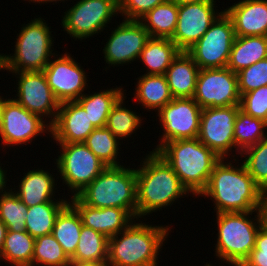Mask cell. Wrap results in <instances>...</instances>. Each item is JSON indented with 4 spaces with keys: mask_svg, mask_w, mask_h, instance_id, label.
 Here are the masks:
<instances>
[{
    "mask_svg": "<svg viewBox=\"0 0 267 266\" xmlns=\"http://www.w3.org/2000/svg\"><path fill=\"white\" fill-rule=\"evenodd\" d=\"M76 197L95 208L125 209L137 219L136 168L126 164L107 166Z\"/></svg>",
    "mask_w": 267,
    "mask_h": 266,
    "instance_id": "cell-5",
    "label": "cell"
},
{
    "mask_svg": "<svg viewBox=\"0 0 267 266\" xmlns=\"http://www.w3.org/2000/svg\"><path fill=\"white\" fill-rule=\"evenodd\" d=\"M218 2H202L178 5V19L171 40L181 51H187L210 28L224 11L217 9Z\"/></svg>",
    "mask_w": 267,
    "mask_h": 266,
    "instance_id": "cell-18",
    "label": "cell"
},
{
    "mask_svg": "<svg viewBox=\"0 0 267 266\" xmlns=\"http://www.w3.org/2000/svg\"><path fill=\"white\" fill-rule=\"evenodd\" d=\"M74 58L66 51L64 54L56 53L43 70L50 89L60 103L75 101L89 89V75L82 63Z\"/></svg>",
    "mask_w": 267,
    "mask_h": 266,
    "instance_id": "cell-16",
    "label": "cell"
},
{
    "mask_svg": "<svg viewBox=\"0 0 267 266\" xmlns=\"http://www.w3.org/2000/svg\"><path fill=\"white\" fill-rule=\"evenodd\" d=\"M0 71H4L3 70V53H0Z\"/></svg>",
    "mask_w": 267,
    "mask_h": 266,
    "instance_id": "cell-49",
    "label": "cell"
},
{
    "mask_svg": "<svg viewBox=\"0 0 267 266\" xmlns=\"http://www.w3.org/2000/svg\"><path fill=\"white\" fill-rule=\"evenodd\" d=\"M28 207L19 199L12 189L0 194V220L8 231H26V213Z\"/></svg>",
    "mask_w": 267,
    "mask_h": 266,
    "instance_id": "cell-37",
    "label": "cell"
},
{
    "mask_svg": "<svg viewBox=\"0 0 267 266\" xmlns=\"http://www.w3.org/2000/svg\"><path fill=\"white\" fill-rule=\"evenodd\" d=\"M199 71L193 58L181 51L165 73L172 97L193 98Z\"/></svg>",
    "mask_w": 267,
    "mask_h": 266,
    "instance_id": "cell-24",
    "label": "cell"
},
{
    "mask_svg": "<svg viewBox=\"0 0 267 266\" xmlns=\"http://www.w3.org/2000/svg\"><path fill=\"white\" fill-rule=\"evenodd\" d=\"M240 109L254 118L267 122V86L242 94Z\"/></svg>",
    "mask_w": 267,
    "mask_h": 266,
    "instance_id": "cell-40",
    "label": "cell"
},
{
    "mask_svg": "<svg viewBox=\"0 0 267 266\" xmlns=\"http://www.w3.org/2000/svg\"><path fill=\"white\" fill-rule=\"evenodd\" d=\"M24 1H27V3L29 2V4L35 3V4H38L41 6L44 3L45 4H49V3L51 4L54 2L52 5H55L56 3H58V5H60L61 2H63L65 4L66 1H70V2L72 1L73 2L74 0H24Z\"/></svg>",
    "mask_w": 267,
    "mask_h": 266,
    "instance_id": "cell-46",
    "label": "cell"
},
{
    "mask_svg": "<svg viewBox=\"0 0 267 266\" xmlns=\"http://www.w3.org/2000/svg\"><path fill=\"white\" fill-rule=\"evenodd\" d=\"M258 212L260 215L261 226L267 229V189L262 190Z\"/></svg>",
    "mask_w": 267,
    "mask_h": 266,
    "instance_id": "cell-43",
    "label": "cell"
},
{
    "mask_svg": "<svg viewBox=\"0 0 267 266\" xmlns=\"http://www.w3.org/2000/svg\"><path fill=\"white\" fill-rule=\"evenodd\" d=\"M239 158L254 182L262 190L267 189V138L245 149Z\"/></svg>",
    "mask_w": 267,
    "mask_h": 266,
    "instance_id": "cell-38",
    "label": "cell"
},
{
    "mask_svg": "<svg viewBox=\"0 0 267 266\" xmlns=\"http://www.w3.org/2000/svg\"><path fill=\"white\" fill-rule=\"evenodd\" d=\"M7 230L8 229H7L6 225L0 220V252H1V249L4 245V240L6 237Z\"/></svg>",
    "mask_w": 267,
    "mask_h": 266,
    "instance_id": "cell-47",
    "label": "cell"
},
{
    "mask_svg": "<svg viewBox=\"0 0 267 266\" xmlns=\"http://www.w3.org/2000/svg\"><path fill=\"white\" fill-rule=\"evenodd\" d=\"M69 203L80 215L82 225L104 234L107 238L125 230L135 219L122 208H95L83 204L76 196Z\"/></svg>",
    "mask_w": 267,
    "mask_h": 266,
    "instance_id": "cell-21",
    "label": "cell"
},
{
    "mask_svg": "<svg viewBox=\"0 0 267 266\" xmlns=\"http://www.w3.org/2000/svg\"><path fill=\"white\" fill-rule=\"evenodd\" d=\"M267 138V122L238 110L234 122L235 158L247 148ZM237 152V153H236Z\"/></svg>",
    "mask_w": 267,
    "mask_h": 266,
    "instance_id": "cell-32",
    "label": "cell"
},
{
    "mask_svg": "<svg viewBox=\"0 0 267 266\" xmlns=\"http://www.w3.org/2000/svg\"><path fill=\"white\" fill-rule=\"evenodd\" d=\"M180 52L181 50L171 39L150 37L137 61L144 65L140 72L143 70L144 74L165 75L168 67Z\"/></svg>",
    "mask_w": 267,
    "mask_h": 266,
    "instance_id": "cell-25",
    "label": "cell"
},
{
    "mask_svg": "<svg viewBox=\"0 0 267 266\" xmlns=\"http://www.w3.org/2000/svg\"><path fill=\"white\" fill-rule=\"evenodd\" d=\"M215 216L214 225L217 224L218 232L213 256L221 263L240 266L255 247V238L261 227L259 212H225Z\"/></svg>",
    "mask_w": 267,
    "mask_h": 266,
    "instance_id": "cell-7",
    "label": "cell"
},
{
    "mask_svg": "<svg viewBox=\"0 0 267 266\" xmlns=\"http://www.w3.org/2000/svg\"><path fill=\"white\" fill-rule=\"evenodd\" d=\"M202 108L193 98H173L155 116L159 119L160 137L154 145L153 151H157L164 143L197 138L200 129Z\"/></svg>",
    "mask_w": 267,
    "mask_h": 266,
    "instance_id": "cell-12",
    "label": "cell"
},
{
    "mask_svg": "<svg viewBox=\"0 0 267 266\" xmlns=\"http://www.w3.org/2000/svg\"><path fill=\"white\" fill-rule=\"evenodd\" d=\"M236 74L240 96L262 86H267V58Z\"/></svg>",
    "mask_w": 267,
    "mask_h": 266,
    "instance_id": "cell-39",
    "label": "cell"
},
{
    "mask_svg": "<svg viewBox=\"0 0 267 266\" xmlns=\"http://www.w3.org/2000/svg\"><path fill=\"white\" fill-rule=\"evenodd\" d=\"M203 266H214V264L212 263V264H210V262L209 263H207L206 262V264L205 265H203ZM219 266H226V265H219Z\"/></svg>",
    "mask_w": 267,
    "mask_h": 266,
    "instance_id": "cell-50",
    "label": "cell"
},
{
    "mask_svg": "<svg viewBox=\"0 0 267 266\" xmlns=\"http://www.w3.org/2000/svg\"><path fill=\"white\" fill-rule=\"evenodd\" d=\"M56 145L58 156L52 159L53 167L55 166L52 170L59 172L58 185L60 186V182H62L61 187L65 184L64 191L65 187H68L66 196L69 198L76 196L107 167L84 143Z\"/></svg>",
    "mask_w": 267,
    "mask_h": 266,
    "instance_id": "cell-8",
    "label": "cell"
},
{
    "mask_svg": "<svg viewBox=\"0 0 267 266\" xmlns=\"http://www.w3.org/2000/svg\"><path fill=\"white\" fill-rule=\"evenodd\" d=\"M267 58V36H235L227 66L234 73Z\"/></svg>",
    "mask_w": 267,
    "mask_h": 266,
    "instance_id": "cell-27",
    "label": "cell"
},
{
    "mask_svg": "<svg viewBox=\"0 0 267 266\" xmlns=\"http://www.w3.org/2000/svg\"><path fill=\"white\" fill-rule=\"evenodd\" d=\"M146 221L147 218L144 222L136 219L125 230L108 238L109 266H159V255L173 226Z\"/></svg>",
    "mask_w": 267,
    "mask_h": 266,
    "instance_id": "cell-3",
    "label": "cell"
},
{
    "mask_svg": "<svg viewBox=\"0 0 267 266\" xmlns=\"http://www.w3.org/2000/svg\"><path fill=\"white\" fill-rule=\"evenodd\" d=\"M69 201H50L28 207L26 232L32 237L52 234L56 218Z\"/></svg>",
    "mask_w": 267,
    "mask_h": 266,
    "instance_id": "cell-33",
    "label": "cell"
},
{
    "mask_svg": "<svg viewBox=\"0 0 267 266\" xmlns=\"http://www.w3.org/2000/svg\"><path fill=\"white\" fill-rule=\"evenodd\" d=\"M84 93L76 101L84 108L90 121L96 128L106 127L108 116L111 109L117 103V101L126 94L124 87L117 85L113 87H107L104 90H98V92ZM125 92V93H124Z\"/></svg>",
    "mask_w": 267,
    "mask_h": 266,
    "instance_id": "cell-26",
    "label": "cell"
},
{
    "mask_svg": "<svg viewBox=\"0 0 267 266\" xmlns=\"http://www.w3.org/2000/svg\"><path fill=\"white\" fill-rule=\"evenodd\" d=\"M193 99L202 109L240 105L237 74L228 67L200 69Z\"/></svg>",
    "mask_w": 267,
    "mask_h": 266,
    "instance_id": "cell-17",
    "label": "cell"
},
{
    "mask_svg": "<svg viewBox=\"0 0 267 266\" xmlns=\"http://www.w3.org/2000/svg\"><path fill=\"white\" fill-rule=\"evenodd\" d=\"M167 0H118L119 16L125 20H140L150 10Z\"/></svg>",
    "mask_w": 267,
    "mask_h": 266,
    "instance_id": "cell-41",
    "label": "cell"
},
{
    "mask_svg": "<svg viewBox=\"0 0 267 266\" xmlns=\"http://www.w3.org/2000/svg\"><path fill=\"white\" fill-rule=\"evenodd\" d=\"M36 15L33 19L20 26L10 54L3 53L4 72L43 71L52 57L58 52L54 50L55 35L51 26ZM14 51V52H13Z\"/></svg>",
    "mask_w": 267,
    "mask_h": 266,
    "instance_id": "cell-6",
    "label": "cell"
},
{
    "mask_svg": "<svg viewBox=\"0 0 267 266\" xmlns=\"http://www.w3.org/2000/svg\"><path fill=\"white\" fill-rule=\"evenodd\" d=\"M82 226L79 213L70 203L60 211L56 218L52 235L69 258L76 252Z\"/></svg>",
    "mask_w": 267,
    "mask_h": 266,
    "instance_id": "cell-29",
    "label": "cell"
},
{
    "mask_svg": "<svg viewBox=\"0 0 267 266\" xmlns=\"http://www.w3.org/2000/svg\"><path fill=\"white\" fill-rule=\"evenodd\" d=\"M174 2H176L178 5L181 4H190V3H202V2H219V0H172Z\"/></svg>",
    "mask_w": 267,
    "mask_h": 266,
    "instance_id": "cell-48",
    "label": "cell"
},
{
    "mask_svg": "<svg viewBox=\"0 0 267 266\" xmlns=\"http://www.w3.org/2000/svg\"><path fill=\"white\" fill-rule=\"evenodd\" d=\"M233 160L221 158L215 164L206 188L198 197L211 199L215 213L258 211L262 189L241 159Z\"/></svg>",
    "mask_w": 267,
    "mask_h": 266,
    "instance_id": "cell-1",
    "label": "cell"
},
{
    "mask_svg": "<svg viewBox=\"0 0 267 266\" xmlns=\"http://www.w3.org/2000/svg\"><path fill=\"white\" fill-rule=\"evenodd\" d=\"M234 39L232 20L223 11L205 34L186 52L200 69L225 68Z\"/></svg>",
    "mask_w": 267,
    "mask_h": 266,
    "instance_id": "cell-11",
    "label": "cell"
},
{
    "mask_svg": "<svg viewBox=\"0 0 267 266\" xmlns=\"http://www.w3.org/2000/svg\"><path fill=\"white\" fill-rule=\"evenodd\" d=\"M239 109L240 105H233L201 111L197 138L221 158H235L234 122Z\"/></svg>",
    "mask_w": 267,
    "mask_h": 266,
    "instance_id": "cell-15",
    "label": "cell"
},
{
    "mask_svg": "<svg viewBox=\"0 0 267 266\" xmlns=\"http://www.w3.org/2000/svg\"><path fill=\"white\" fill-rule=\"evenodd\" d=\"M35 238L26 231H8L0 252V262L8 266H32ZM7 262V263H6Z\"/></svg>",
    "mask_w": 267,
    "mask_h": 266,
    "instance_id": "cell-31",
    "label": "cell"
},
{
    "mask_svg": "<svg viewBox=\"0 0 267 266\" xmlns=\"http://www.w3.org/2000/svg\"><path fill=\"white\" fill-rule=\"evenodd\" d=\"M136 167L137 219L171 208L180 199L194 197L171 166L156 151H148ZM156 212V213H155Z\"/></svg>",
    "mask_w": 267,
    "mask_h": 266,
    "instance_id": "cell-2",
    "label": "cell"
},
{
    "mask_svg": "<svg viewBox=\"0 0 267 266\" xmlns=\"http://www.w3.org/2000/svg\"><path fill=\"white\" fill-rule=\"evenodd\" d=\"M84 144L106 166L124 165V160L120 159L122 156V152H120L122 148L121 146L124 143L120 142L107 127L95 128L93 132L86 138Z\"/></svg>",
    "mask_w": 267,
    "mask_h": 266,
    "instance_id": "cell-34",
    "label": "cell"
},
{
    "mask_svg": "<svg viewBox=\"0 0 267 266\" xmlns=\"http://www.w3.org/2000/svg\"><path fill=\"white\" fill-rule=\"evenodd\" d=\"M156 152L195 198L206 188L215 164L221 159L198 138L166 142Z\"/></svg>",
    "mask_w": 267,
    "mask_h": 266,
    "instance_id": "cell-4",
    "label": "cell"
},
{
    "mask_svg": "<svg viewBox=\"0 0 267 266\" xmlns=\"http://www.w3.org/2000/svg\"><path fill=\"white\" fill-rule=\"evenodd\" d=\"M2 165L4 164L0 162V194L5 193L11 189V187L7 183L8 181L13 182L10 181V178H8L9 176H7L8 170L4 167L2 168Z\"/></svg>",
    "mask_w": 267,
    "mask_h": 266,
    "instance_id": "cell-44",
    "label": "cell"
},
{
    "mask_svg": "<svg viewBox=\"0 0 267 266\" xmlns=\"http://www.w3.org/2000/svg\"><path fill=\"white\" fill-rule=\"evenodd\" d=\"M235 36H267V0H238L224 9Z\"/></svg>",
    "mask_w": 267,
    "mask_h": 266,
    "instance_id": "cell-22",
    "label": "cell"
},
{
    "mask_svg": "<svg viewBox=\"0 0 267 266\" xmlns=\"http://www.w3.org/2000/svg\"><path fill=\"white\" fill-rule=\"evenodd\" d=\"M70 262L52 234L35 238L32 266H69Z\"/></svg>",
    "mask_w": 267,
    "mask_h": 266,
    "instance_id": "cell-36",
    "label": "cell"
},
{
    "mask_svg": "<svg viewBox=\"0 0 267 266\" xmlns=\"http://www.w3.org/2000/svg\"><path fill=\"white\" fill-rule=\"evenodd\" d=\"M16 78V92L11 96L29 112L41 116L52 125L58 114L60 102L55 98L43 71L10 72Z\"/></svg>",
    "mask_w": 267,
    "mask_h": 266,
    "instance_id": "cell-14",
    "label": "cell"
},
{
    "mask_svg": "<svg viewBox=\"0 0 267 266\" xmlns=\"http://www.w3.org/2000/svg\"><path fill=\"white\" fill-rule=\"evenodd\" d=\"M69 266H109V264L101 261H71Z\"/></svg>",
    "mask_w": 267,
    "mask_h": 266,
    "instance_id": "cell-45",
    "label": "cell"
},
{
    "mask_svg": "<svg viewBox=\"0 0 267 266\" xmlns=\"http://www.w3.org/2000/svg\"><path fill=\"white\" fill-rule=\"evenodd\" d=\"M44 135L51 138V125L45 119L29 112L12 97H2L0 102V147L2 149L6 150L7 147L10 150V147L17 146L22 148L21 145L24 147L29 144L31 146L34 143L32 141Z\"/></svg>",
    "mask_w": 267,
    "mask_h": 266,
    "instance_id": "cell-10",
    "label": "cell"
},
{
    "mask_svg": "<svg viewBox=\"0 0 267 266\" xmlns=\"http://www.w3.org/2000/svg\"><path fill=\"white\" fill-rule=\"evenodd\" d=\"M96 127L84 108L75 101L62 102L55 122L51 125V141L56 143H84Z\"/></svg>",
    "mask_w": 267,
    "mask_h": 266,
    "instance_id": "cell-20",
    "label": "cell"
},
{
    "mask_svg": "<svg viewBox=\"0 0 267 266\" xmlns=\"http://www.w3.org/2000/svg\"><path fill=\"white\" fill-rule=\"evenodd\" d=\"M240 266H267V229L260 227L255 247Z\"/></svg>",
    "mask_w": 267,
    "mask_h": 266,
    "instance_id": "cell-42",
    "label": "cell"
},
{
    "mask_svg": "<svg viewBox=\"0 0 267 266\" xmlns=\"http://www.w3.org/2000/svg\"><path fill=\"white\" fill-rule=\"evenodd\" d=\"M126 95L124 94L111 109L106 127L119 141L122 140V143L126 140L128 142L132 137L133 142L130 143H134V137L137 136L136 134H138L140 128L142 129L144 119L141 113L139 114L136 112L137 110H133L132 106L126 105V102L128 103V101H125L127 99ZM133 134L134 136H132Z\"/></svg>",
    "mask_w": 267,
    "mask_h": 266,
    "instance_id": "cell-28",
    "label": "cell"
},
{
    "mask_svg": "<svg viewBox=\"0 0 267 266\" xmlns=\"http://www.w3.org/2000/svg\"><path fill=\"white\" fill-rule=\"evenodd\" d=\"M74 1L69 3L72 5L63 12L60 23L63 29L61 31H65L74 41L84 42L87 38H95V35L97 37L106 27H109L108 24H112L111 21L119 18L117 17L119 16L118 0Z\"/></svg>",
    "mask_w": 267,
    "mask_h": 266,
    "instance_id": "cell-9",
    "label": "cell"
},
{
    "mask_svg": "<svg viewBox=\"0 0 267 266\" xmlns=\"http://www.w3.org/2000/svg\"><path fill=\"white\" fill-rule=\"evenodd\" d=\"M37 168V169H36ZM23 176L20 175V179L14 187L11 186L13 192L19 197V199L27 206H34L37 204H43L50 201H69V197L64 195L57 198V191L60 186H57L58 172L52 171L51 169L43 170L42 168L34 167L25 171ZM52 171L50 173V171ZM53 172H55L53 174ZM23 177V178H22ZM56 177V178H55ZM56 179V180H55ZM17 187V188H16ZM57 190V191H56ZM56 197V198H55Z\"/></svg>",
    "mask_w": 267,
    "mask_h": 266,
    "instance_id": "cell-19",
    "label": "cell"
},
{
    "mask_svg": "<svg viewBox=\"0 0 267 266\" xmlns=\"http://www.w3.org/2000/svg\"><path fill=\"white\" fill-rule=\"evenodd\" d=\"M135 80L132 101L138 103L137 106L139 105L144 112L155 111L156 114L173 99L165 75L140 74Z\"/></svg>",
    "mask_w": 267,
    "mask_h": 266,
    "instance_id": "cell-23",
    "label": "cell"
},
{
    "mask_svg": "<svg viewBox=\"0 0 267 266\" xmlns=\"http://www.w3.org/2000/svg\"><path fill=\"white\" fill-rule=\"evenodd\" d=\"M2 97H3V96H2V93H0V102H1V100H2Z\"/></svg>",
    "mask_w": 267,
    "mask_h": 266,
    "instance_id": "cell-51",
    "label": "cell"
},
{
    "mask_svg": "<svg viewBox=\"0 0 267 266\" xmlns=\"http://www.w3.org/2000/svg\"><path fill=\"white\" fill-rule=\"evenodd\" d=\"M111 34L105 36L106 44L102 49L105 66L104 70L111 66L113 69L119 66L133 64L138 61L141 51L150 39V35L138 20H125L116 23ZM119 24V25H118ZM107 37V38H106ZM133 62V63H132Z\"/></svg>",
    "mask_w": 267,
    "mask_h": 266,
    "instance_id": "cell-13",
    "label": "cell"
},
{
    "mask_svg": "<svg viewBox=\"0 0 267 266\" xmlns=\"http://www.w3.org/2000/svg\"><path fill=\"white\" fill-rule=\"evenodd\" d=\"M108 260V238L92 228L82 226L75 254L70 261Z\"/></svg>",
    "mask_w": 267,
    "mask_h": 266,
    "instance_id": "cell-35",
    "label": "cell"
},
{
    "mask_svg": "<svg viewBox=\"0 0 267 266\" xmlns=\"http://www.w3.org/2000/svg\"><path fill=\"white\" fill-rule=\"evenodd\" d=\"M178 19V4L172 0L157 5L139 21L151 38H169L174 35Z\"/></svg>",
    "mask_w": 267,
    "mask_h": 266,
    "instance_id": "cell-30",
    "label": "cell"
}]
</instances>
